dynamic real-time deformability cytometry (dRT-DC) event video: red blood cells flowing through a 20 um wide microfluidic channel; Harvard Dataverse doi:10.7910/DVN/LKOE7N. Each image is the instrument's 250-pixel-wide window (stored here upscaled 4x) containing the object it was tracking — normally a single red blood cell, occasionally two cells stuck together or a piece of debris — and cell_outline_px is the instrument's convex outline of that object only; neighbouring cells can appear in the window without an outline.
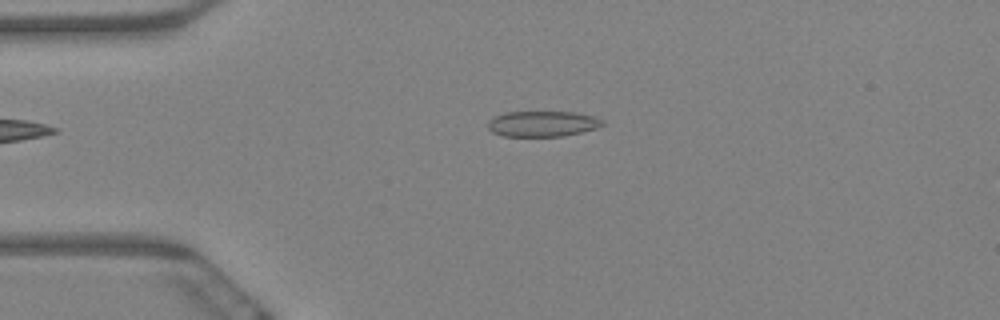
{"species": "Egyptian fruit bat (a non-hibernating species)", "species_latin": "Rousettus aegyptiacus", "temperature_condition": "warm", "stored_images_in_passage": 4, "camera_frame_rate_fps": 3000, "um_per_image_px": 0.085, "animal": {"sex": "female"}, "frame": {"image": 1, "passage_image": 4, "time_ms": 1.0, "image_size_px": [1000, 320], "cell_outline_px": [[604, 124], [596, 128], [564, 136], [504, 136], [492, 132], [488, 128], [488, 120], [504, 112], [572, 112], [592, 116], [604, 120]], "centroid_in_image_um": [46.09, 10.52], "position_along_channel_um": 38.9, "area_um2": 16.99}}